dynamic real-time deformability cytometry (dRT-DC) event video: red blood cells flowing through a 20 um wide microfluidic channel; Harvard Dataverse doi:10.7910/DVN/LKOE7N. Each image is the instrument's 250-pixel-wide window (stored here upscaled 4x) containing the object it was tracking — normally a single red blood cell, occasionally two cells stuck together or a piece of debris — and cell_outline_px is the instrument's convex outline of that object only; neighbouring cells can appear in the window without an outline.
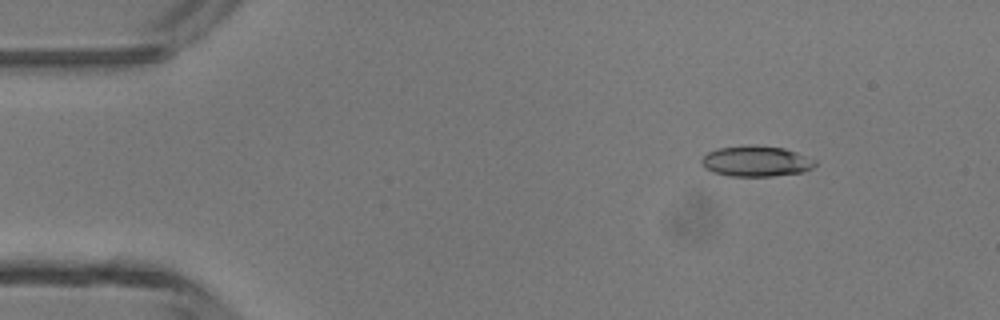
{"species": "common noctule bat (a hibernating species)", "species_latin": "Nyctalus noctula", "temperature_condition": "room temperature", "stored_images_in_passage": 47, "camera_frame_rate_fps": 3000, "um_per_image_px": 0.085, "animal": {"sex": "male", "body_mass_g": 13.3}, "frame": {"image": 1, "passage_image": 6, "time_ms": 1.667, "image_size_px": [1000, 320], "cell_outline_px": [[816, 164], [812, 168], [800, 172], [772, 176], [728, 176], [712, 172], [704, 168], [700, 164], [700, 160], [708, 152], [716, 148], [752, 144], [756, 144], [784, 148], [796, 152], [816, 160]], "centroid_in_image_um": [64.22, 13.69], "position_along_channel_um": 20.8, "area_um2": 20.52}}
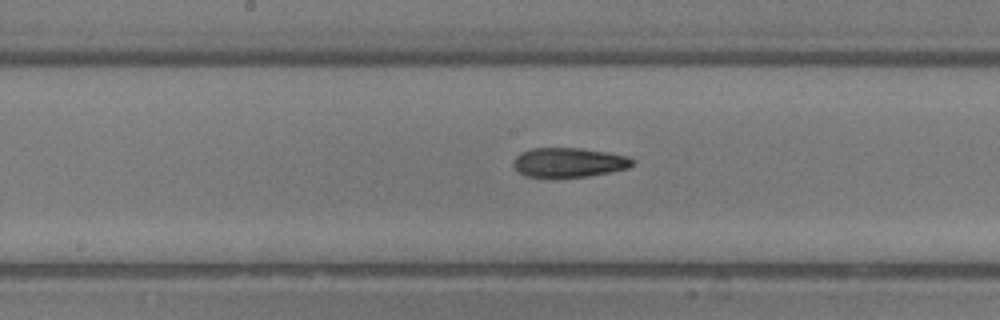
{"frame": {"image": 2, "passage_image": 24, "time_ms": 7.667, "image_size_px": [1000, 320], "cell_outline_px": [[632, 164], [628, 168], [588, 176], [524, 176], [512, 164], [512, 160], [520, 152], [532, 148], [580, 148], [608, 152], [628, 156], [632, 160]], "centroid_in_image_um": [48.32, 13.78], "position_along_channel_um": 199.9, "area_um2": 20.11}}
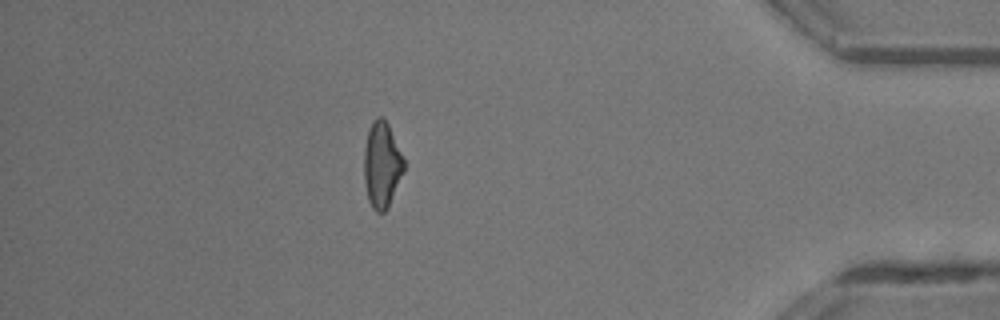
{"frame": {"image": 3, "passage_image": 41, "time_ms": 13.333, "image_size_px": [1000, 320], "cell_outline_px": [[404, 172], [388, 208], [384, 212], [376, 212], [372, 208], [368, 200], [364, 180], [364, 148], [368, 132], [376, 116], [384, 116], [388, 124], [404, 160]], "centroid_in_image_um": [32.45, 14.03], "position_along_channel_um": 402.7, "area_um2": 19.94}, "authors_computed_cell_mechanics": {"area_um2": 20.4612, "velocity_mm_per_s": 4.4045, "shape_relaxation_time_tau1_ms": 10.4792, "shape_relaxation_time_tau2_ms": 3.1513, "deformation_change_tau1": 0.3017, "deformation_change_tau2": 0.1272}}